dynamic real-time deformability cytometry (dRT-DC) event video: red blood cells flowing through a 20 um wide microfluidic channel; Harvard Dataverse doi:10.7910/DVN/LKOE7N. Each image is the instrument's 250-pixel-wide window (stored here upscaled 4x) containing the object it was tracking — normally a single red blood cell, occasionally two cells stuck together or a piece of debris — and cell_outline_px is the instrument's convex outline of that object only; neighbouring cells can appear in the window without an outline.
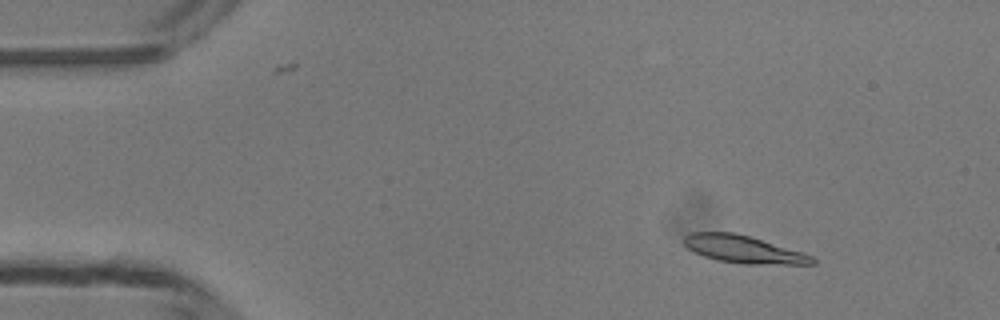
{"species": "common noctule bat (a hibernating species)", "species_latin": "Nyctalus noctula", "temperature_condition": "room temperature", "stored_images_in_passage": 50, "camera_frame_rate_fps": 3000, "um_per_image_px": 0.085, "animal": {"sex": "male", "body_mass_g": 13.3}, "frame": {"image": 1, "passage_image": 7, "time_ms": 2.0, "image_size_px": [1000, 320], "cell_outline_px": [[816, 264], [744, 264], [716, 260], [692, 252], [684, 244], [684, 236], [692, 232], [732, 232], [748, 236], [800, 252], [812, 256], [816, 260]], "centroid_in_image_um": [63.14, 21.2], "position_along_channel_um": 21.9, "area_um2": 20.29}}
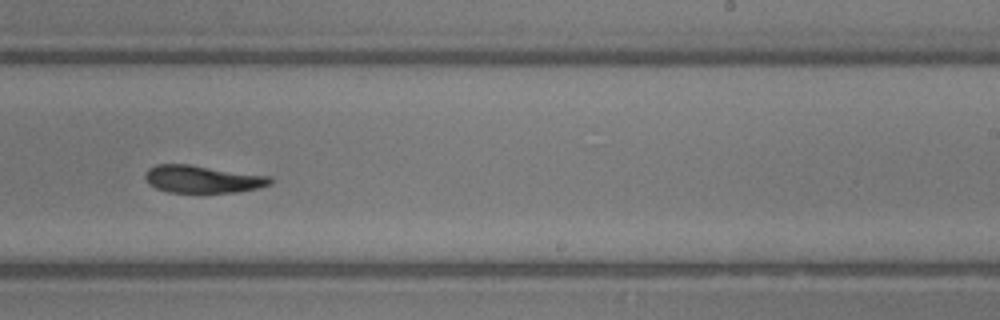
{"frame": {"image": 2, "passage_image": 31, "time_ms": 10.0, "image_size_px": [1000, 320], "cell_outline_px": [[272, 184], [256, 188], [236, 192], [168, 192], [156, 188], [148, 184], [144, 176], [148, 168], [156, 164], [188, 164], [272, 176]], "centroid_in_image_um": [17.21, 15.22], "position_along_channel_um": 271.8, "area_um2": 20.06}}
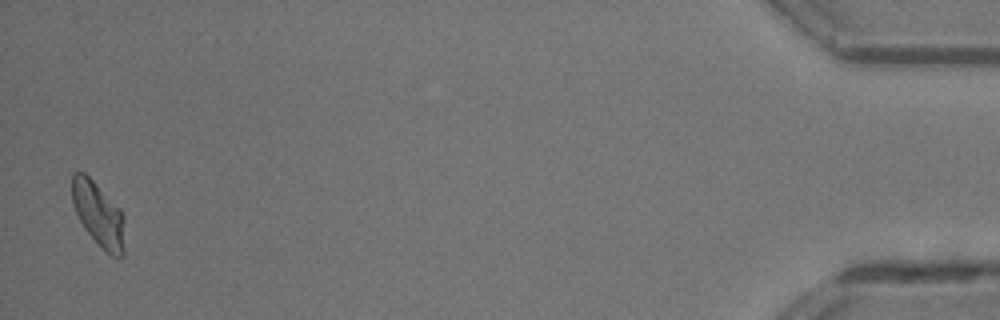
{"frame": {"image": 3, "passage_image": 49, "time_ms": 16.0, "image_size_px": [1000, 320], "cell_outline_px": [[124, 252], [120, 256], [112, 256], [104, 252], [84, 228], [72, 204], [72, 172], [84, 172], [120, 208], [124, 216]], "centroid_in_image_um": [8.37, 18.23], "position_along_channel_um": 426.8, "area_um2": 19.77}, "authors_computed_cell_mechanics": {"area_um2": 20.519, "velocity_mm_per_s": 4.1777, "shape_relaxation_time_tau1_ms": 8.4979, "shape_relaxation_time_tau2_ms": 5.4989, "deformation_change_tau1": 0.23, "deformation_change_tau2": 0.1191}}